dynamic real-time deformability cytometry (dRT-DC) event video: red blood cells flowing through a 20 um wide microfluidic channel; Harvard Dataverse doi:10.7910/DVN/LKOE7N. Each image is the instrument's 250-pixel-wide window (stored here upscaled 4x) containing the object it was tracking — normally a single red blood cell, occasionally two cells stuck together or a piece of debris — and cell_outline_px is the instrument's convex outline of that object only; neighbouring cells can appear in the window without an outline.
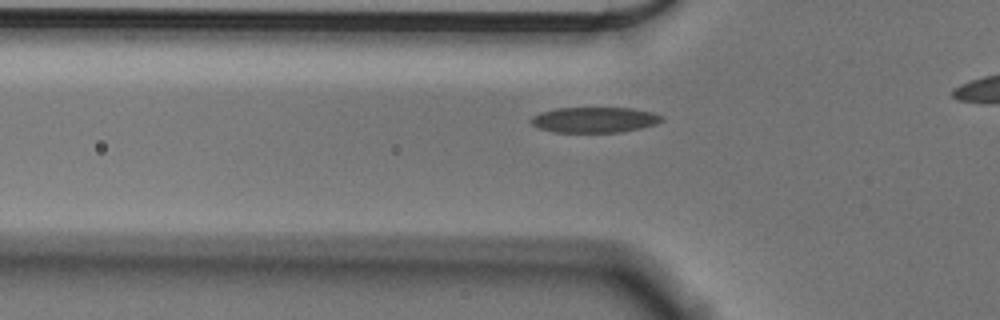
{"species": "Egyptian fruit bat (a non-hibernating species)", "species_latin": "Rousettus aegyptiacus", "temperature_condition": "cold", "stored_images_in_passage": 37, "camera_frame_rate_fps": 3000, "um_per_image_px": 0.085, "animal": {"sex": "male"}, "frame": {"image": 1, "passage_image": 7, "time_ms": 2.0, "image_size_px": [1000, 320], "cell_outline_px": [[664, 120], [656, 124], [640, 128], [620, 132], [552, 132], [540, 128], [532, 124], [532, 116], [540, 112], [556, 108], [632, 108], [652, 112], [664, 116]], "centroid_in_image_um": [50.56, 10.18], "position_along_channel_um": 75.2, "area_um2": 19.42}}
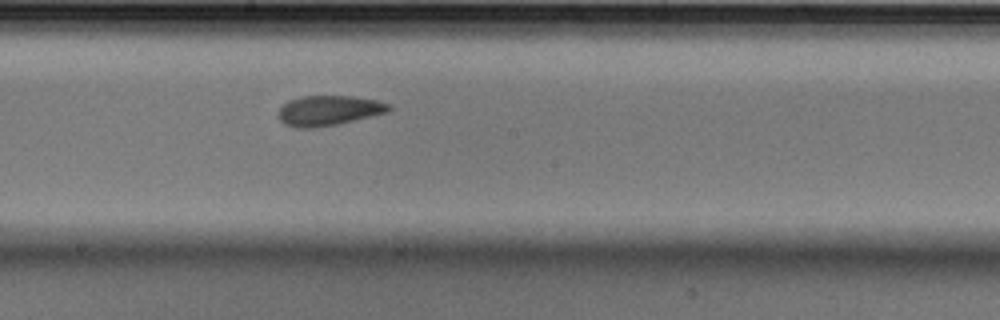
{"frame": {"image": 2, "passage_image": 19, "time_ms": 6.0, "image_size_px": [1000, 320], "cell_outline_px": [[392, 108], [388, 112], [336, 124], [316, 128], [296, 128], [284, 124], [276, 116], [276, 112], [288, 100], [304, 96], [352, 96], [376, 100], [388, 104]], "centroid_in_image_um": [27.88, 9.4], "position_along_channel_um": 220.3, "area_um2": 19.36}}
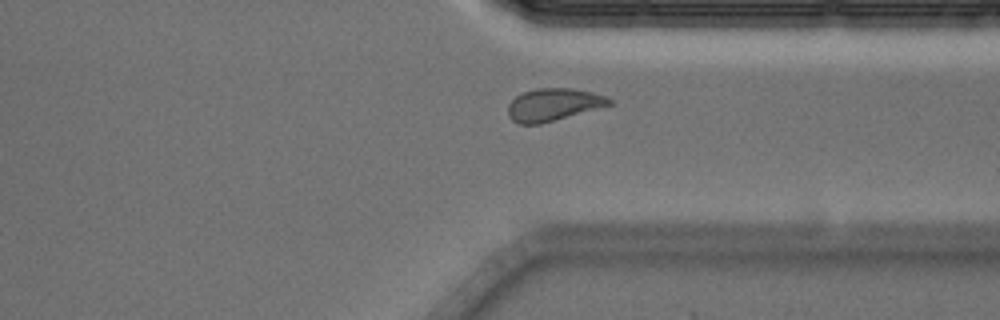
{"frame": {"image": 3, "passage_image": 31, "time_ms": 10.0, "image_size_px": [1000, 320], "cell_outline_px": [[616, 104], [540, 124], [520, 124], [512, 120], [508, 116], [508, 104], [516, 96], [524, 92], [536, 88], [572, 88], [592, 92], [604, 96], [612, 100]], "centroid_in_image_um": [47.06, 8.9], "position_along_channel_um": 364.3, "area_um2": 19.31}, "authors_computed_cell_mechanics": {"area_um2": 19.5364, "velocity_mm_per_s": 3.6024, "shape_relaxation_time_tau1_ms": 4.0984, "shape_relaxation_time_tau2_ms": 2.5954, "deformation_change_tau1": 0.1319, "deformation_change_tau2": 0.0778}}